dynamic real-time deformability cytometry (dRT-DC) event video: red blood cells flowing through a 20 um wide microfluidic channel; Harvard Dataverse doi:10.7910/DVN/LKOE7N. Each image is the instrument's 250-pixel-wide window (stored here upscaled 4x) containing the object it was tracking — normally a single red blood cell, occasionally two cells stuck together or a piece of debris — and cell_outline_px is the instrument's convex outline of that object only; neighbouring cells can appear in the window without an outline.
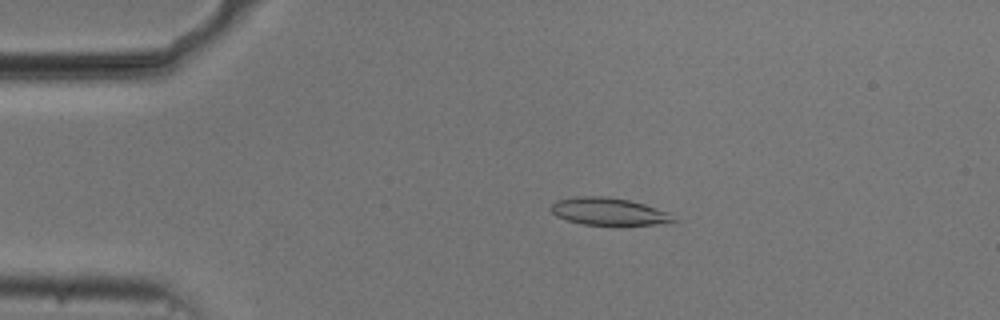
{"species": "common noctule bat (a hibernating species)", "species_latin": "Nyctalus noctula", "temperature_condition": "cold", "stored_images_in_passage": 53, "camera_frame_rate_fps": 3000, "um_per_image_px": 0.085, "animal": {"sex": "male", "body_mass_g": 20.5, "forearm_length_mm": 52.5}, "frame": {"image": 1, "passage_image": 10, "time_ms": 3.0, "image_size_px": [1000, 320], "cell_outline_px": [[676, 220], [652, 224], [584, 224], [568, 220], [556, 216], [548, 208], [556, 200], [576, 196], [604, 196], [628, 200], [644, 204], [672, 212]], "centroid_in_image_um": [51.71, 17.95], "position_along_channel_um": 33.3, "area_um2": 19.31}}
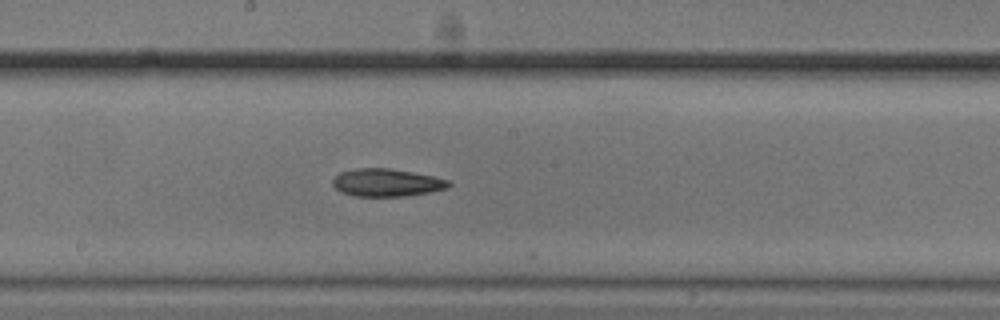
{"frame": {"image": 2, "passage_image": 28, "time_ms": 9.0, "image_size_px": [1000, 320], "cell_outline_px": [[452, 184], [448, 188], [432, 192], [404, 196], [352, 196], [340, 192], [332, 184], [332, 180], [340, 172], [356, 168], [392, 168], [432, 176], [448, 180]], "centroid_in_image_um": [32.86, 15.52], "position_along_channel_um": 215.3, "area_um2": 18.84}}
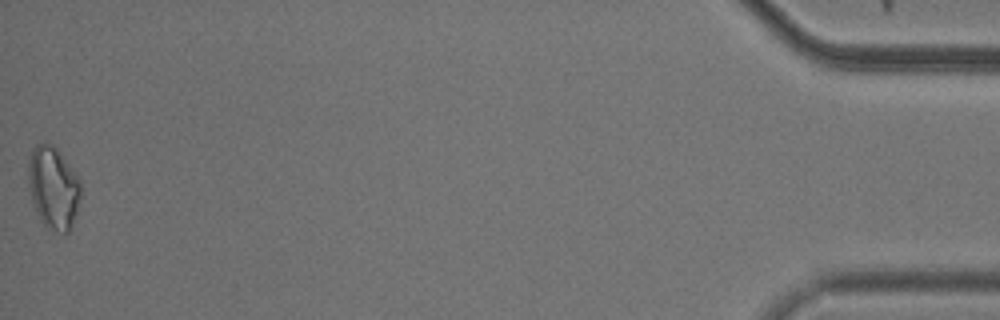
{"frame": {"image": 3, "passage_image": 53, "time_ms": 17.333, "image_size_px": [1000, 320], "cell_outline_px": [[80, 196], [76, 212], [72, 224], [68, 232], [64, 236], [48, 228], [40, 220], [32, 204], [28, 184], [28, 160], [32, 148], [36, 144], [52, 144], [56, 148], [72, 168], [80, 180]], "centroid_in_image_um": [4.51, 15.98], "position_along_channel_um": 430.7, "area_um2": 25.32}}